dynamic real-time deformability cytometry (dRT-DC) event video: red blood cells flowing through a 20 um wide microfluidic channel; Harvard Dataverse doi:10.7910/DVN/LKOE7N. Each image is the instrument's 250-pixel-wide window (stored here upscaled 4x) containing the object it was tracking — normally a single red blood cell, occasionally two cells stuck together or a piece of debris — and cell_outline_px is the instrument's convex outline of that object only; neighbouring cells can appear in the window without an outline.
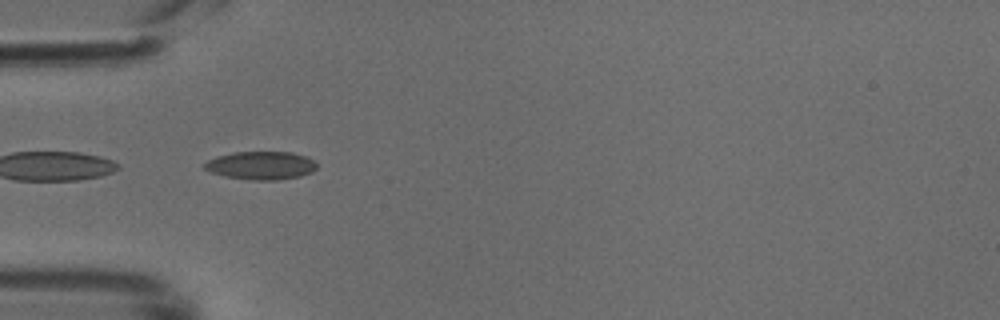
{"species": "common noctule bat (a hibernating species)", "species_latin": "Nyctalus noctula", "temperature_condition": "cold", "stored_images_in_passage": 35, "camera_frame_rate_fps": 3000, "um_per_image_px": 0.085, "animal": {"sex": "male", "body_mass_g": 18.8}, "frame": {"image": 1, "passage_image": 1, "time_ms": 0.0, "image_size_px": [1000, 320], "cell_outline_px": [[316, 168], [312, 172], [300, 176], [276, 180], [252, 180], [224, 176], [212, 172], [204, 168], [204, 164], [208, 160], [216, 156], [232, 152], [292, 152], [308, 156], [316, 164]], "centroid_in_image_um": [22.19, 14.06], "position_along_channel_um": 62.8, "area_um2": 18.44}}
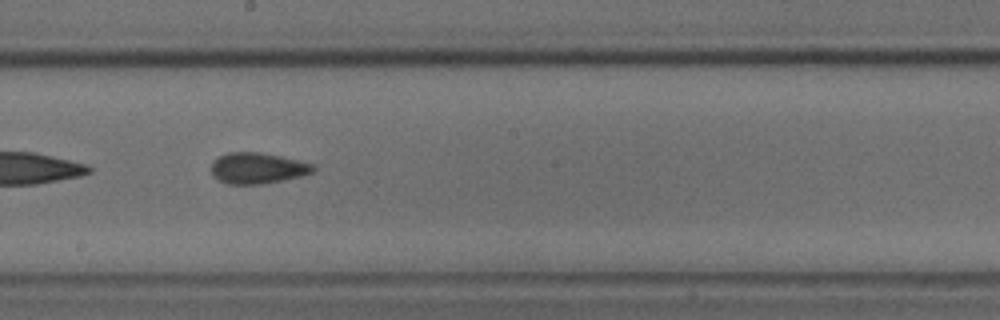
{"frame": {"image": 2, "passage_image": 13, "time_ms": 4.0, "image_size_px": [1000, 320], "cell_outline_px": [[316, 172], [300, 176], [260, 184], [228, 184], [212, 176], [212, 160], [228, 152], [260, 152], [300, 160], [316, 164]], "centroid_in_image_um": [21.92, 14.28], "position_along_channel_um": 226.3, "area_um2": 18.5}}
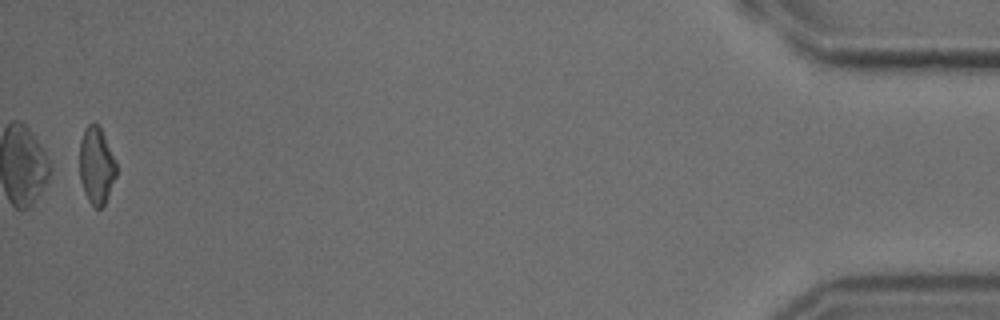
{"frame": {"image": 3, "passage_image": 34, "time_ms": 11.0, "image_size_px": [1000, 320], "cell_outline_px": [[116, 176], [108, 196], [104, 204], [100, 208], [96, 208], [88, 200], [80, 180], [80, 140], [84, 128], [88, 124], [96, 124], [100, 128], [116, 160]], "centroid_in_image_um": [8.19, 14.07], "position_along_channel_um": 427.0, "area_um2": 16.3}}